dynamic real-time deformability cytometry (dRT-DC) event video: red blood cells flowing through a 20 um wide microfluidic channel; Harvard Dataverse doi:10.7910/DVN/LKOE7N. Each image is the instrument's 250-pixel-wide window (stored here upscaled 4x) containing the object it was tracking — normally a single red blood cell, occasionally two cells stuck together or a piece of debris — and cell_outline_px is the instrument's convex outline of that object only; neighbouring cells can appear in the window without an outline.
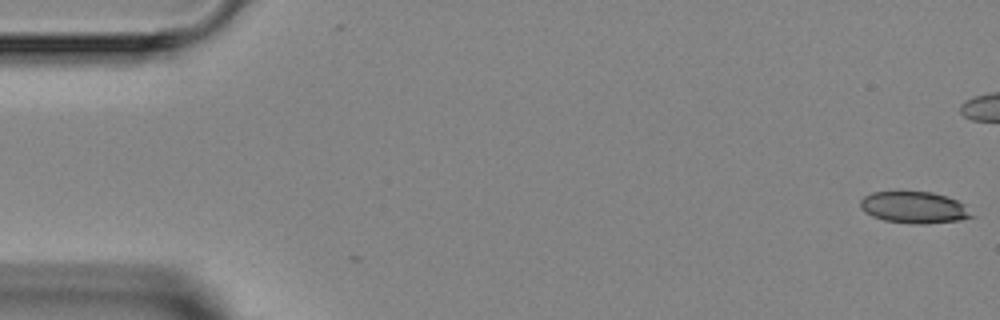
{"species": "Egyptian fruit bat (a non-hibernating species)", "species_latin": "Rousettus aegyptiacus", "temperature_condition": "room temperature", "stored_images_in_passage": 8, "camera_frame_rate_fps": 3000, "um_per_image_px": 0.085, "animal": {"sex": "female"}, "frame": {"image": 1, "passage_image": 1, "time_ms": 0.0, "image_size_px": [1000, 320], "cell_outline_px": [[976, 216], [960, 220], [920, 224], [916, 224], [884, 220], [872, 216], [864, 212], [860, 208], [860, 200], [864, 196], [872, 192], [932, 192], [956, 200], [964, 204]], "centroid_in_image_um": [77.7, 17.63], "position_along_channel_um": 7.3, "area_um2": 20.46}}
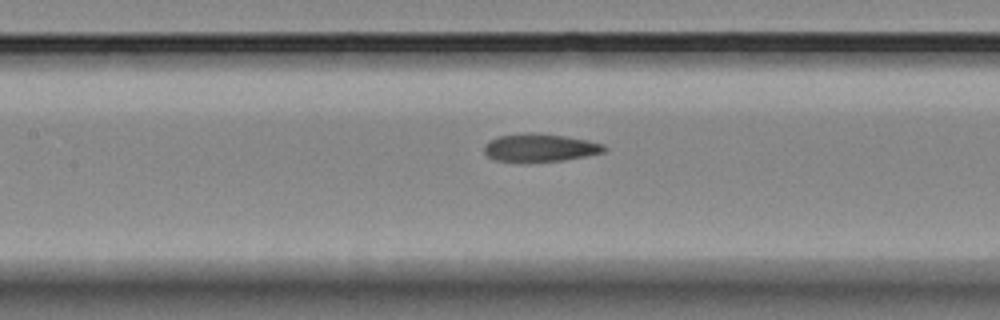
{"frame": {"image": 2, "passage_image": 8, "time_ms": 8.333, "image_size_px": [1000, 320], "cell_outline_px": [[608, 148], [604, 152], [584, 156], [560, 160], [496, 160], [488, 156], [484, 152], [484, 144], [488, 140], [500, 136], [524, 132], [528, 132], [564, 136], [604, 144]], "centroid_in_image_um": [45.88, 12.52], "position_along_channel_um": 161.5, "area_um2": 18.9}}